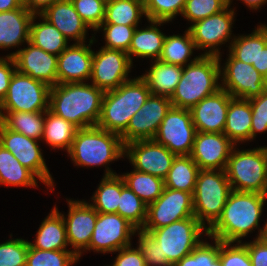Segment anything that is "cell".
<instances>
[{
	"label": "cell",
	"mask_w": 267,
	"mask_h": 266,
	"mask_svg": "<svg viewBox=\"0 0 267 266\" xmlns=\"http://www.w3.org/2000/svg\"><path fill=\"white\" fill-rule=\"evenodd\" d=\"M104 93L84 82L57 83L50 88L49 110L79 129L96 126Z\"/></svg>",
	"instance_id": "6da1fadb"
},
{
	"label": "cell",
	"mask_w": 267,
	"mask_h": 266,
	"mask_svg": "<svg viewBox=\"0 0 267 266\" xmlns=\"http://www.w3.org/2000/svg\"><path fill=\"white\" fill-rule=\"evenodd\" d=\"M266 197L267 194L232 190L221 216L205 234L221 242L240 243L242 237L258 228Z\"/></svg>",
	"instance_id": "7a4b0ae2"
},
{
	"label": "cell",
	"mask_w": 267,
	"mask_h": 266,
	"mask_svg": "<svg viewBox=\"0 0 267 266\" xmlns=\"http://www.w3.org/2000/svg\"><path fill=\"white\" fill-rule=\"evenodd\" d=\"M220 59L219 56L202 54L184 66L181 79L170 97L172 107L190 110L218 91L221 88L218 80L222 76Z\"/></svg>",
	"instance_id": "3957f363"
},
{
	"label": "cell",
	"mask_w": 267,
	"mask_h": 266,
	"mask_svg": "<svg viewBox=\"0 0 267 266\" xmlns=\"http://www.w3.org/2000/svg\"><path fill=\"white\" fill-rule=\"evenodd\" d=\"M151 91L140 76L130 79L103 96L101 114L97 127L121 135L132 116L147 101Z\"/></svg>",
	"instance_id": "277c9868"
},
{
	"label": "cell",
	"mask_w": 267,
	"mask_h": 266,
	"mask_svg": "<svg viewBox=\"0 0 267 266\" xmlns=\"http://www.w3.org/2000/svg\"><path fill=\"white\" fill-rule=\"evenodd\" d=\"M76 165L99 166L125 155V145L119 134L97 126L80 128L68 151Z\"/></svg>",
	"instance_id": "5b68a950"
},
{
	"label": "cell",
	"mask_w": 267,
	"mask_h": 266,
	"mask_svg": "<svg viewBox=\"0 0 267 266\" xmlns=\"http://www.w3.org/2000/svg\"><path fill=\"white\" fill-rule=\"evenodd\" d=\"M225 173L232 190L267 194V147L233 148Z\"/></svg>",
	"instance_id": "8992f818"
},
{
	"label": "cell",
	"mask_w": 267,
	"mask_h": 266,
	"mask_svg": "<svg viewBox=\"0 0 267 266\" xmlns=\"http://www.w3.org/2000/svg\"><path fill=\"white\" fill-rule=\"evenodd\" d=\"M231 191L225 170H199L193 193L194 216L206 230L221 216Z\"/></svg>",
	"instance_id": "52a82bcc"
},
{
	"label": "cell",
	"mask_w": 267,
	"mask_h": 266,
	"mask_svg": "<svg viewBox=\"0 0 267 266\" xmlns=\"http://www.w3.org/2000/svg\"><path fill=\"white\" fill-rule=\"evenodd\" d=\"M203 231L207 232L197 218L190 217L144 232L149 233L156 240L163 256H166L168 262L174 266L201 242L200 236Z\"/></svg>",
	"instance_id": "ba28073f"
},
{
	"label": "cell",
	"mask_w": 267,
	"mask_h": 266,
	"mask_svg": "<svg viewBox=\"0 0 267 266\" xmlns=\"http://www.w3.org/2000/svg\"><path fill=\"white\" fill-rule=\"evenodd\" d=\"M50 86L17 70L14 72L0 114L5 112H41L49 109Z\"/></svg>",
	"instance_id": "9c48e42d"
},
{
	"label": "cell",
	"mask_w": 267,
	"mask_h": 266,
	"mask_svg": "<svg viewBox=\"0 0 267 266\" xmlns=\"http://www.w3.org/2000/svg\"><path fill=\"white\" fill-rule=\"evenodd\" d=\"M196 133L190 110L171 107L160 123L154 140L176 156L190 155Z\"/></svg>",
	"instance_id": "30bf717a"
},
{
	"label": "cell",
	"mask_w": 267,
	"mask_h": 266,
	"mask_svg": "<svg viewBox=\"0 0 267 266\" xmlns=\"http://www.w3.org/2000/svg\"><path fill=\"white\" fill-rule=\"evenodd\" d=\"M190 217H195L193 194L165 187L158 199L148 205L142 230L152 231Z\"/></svg>",
	"instance_id": "8fae6325"
},
{
	"label": "cell",
	"mask_w": 267,
	"mask_h": 266,
	"mask_svg": "<svg viewBox=\"0 0 267 266\" xmlns=\"http://www.w3.org/2000/svg\"><path fill=\"white\" fill-rule=\"evenodd\" d=\"M171 107L169 97L151 94L137 113L132 116L127 129L120 135L123 144L154 139L160 123Z\"/></svg>",
	"instance_id": "7c38bea8"
},
{
	"label": "cell",
	"mask_w": 267,
	"mask_h": 266,
	"mask_svg": "<svg viewBox=\"0 0 267 266\" xmlns=\"http://www.w3.org/2000/svg\"><path fill=\"white\" fill-rule=\"evenodd\" d=\"M133 62L126 52L101 47L93 52L92 84L104 92L116 89L128 79Z\"/></svg>",
	"instance_id": "4fadbf2b"
},
{
	"label": "cell",
	"mask_w": 267,
	"mask_h": 266,
	"mask_svg": "<svg viewBox=\"0 0 267 266\" xmlns=\"http://www.w3.org/2000/svg\"><path fill=\"white\" fill-rule=\"evenodd\" d=\"M37 143L36 139L9 130L0 122V144L23 166L31 170L42 183L48 187H54L53 179Z\"/></svg>",
	"instance_id": "5bb4252c"
},
{
	"label": "cell",
	"mask_w": 267,
	"mask_h": 266,
	"mask_svg": "<svg viewBox=\"0 0 267 266\" xmlns=\"http://www.w3.org/2000/svg\"><path fill=\"white\" fill-rule=\"evenodd\" d=\"M137 229L117 213H99L88 250L117 252L131 245L130 237Z\"/></svg>",
	"instance_id": "9a60e30c"
},
{
	"label": "cell",
	"mask_w": 267,
	"mask_h": 266,
	"mask_svg": "<svg viewBox=\"0 0 267 266\" xmlns=\"http://www.w3.org/2000/svg\"><path fill=\"white\" fill-rule=\"evenodd\" d=\"M135 170L165 179L176 157L168 148L154 139L137 140L125 145Z\"/></svg>",
	"instance_id": "2e32d148"
},
{
	"label": "cell",
	"mask_w": 267,
	"mask_h": 266,
	"mask_svg": "<svg viewBox=\"0 0 267 266\" xmlns=\"http://www.w3.org/2000/svg\"><path fill=\"white\" fill-rule=\"evenodd\" d=\"M230 3H232L231 0H229V5L221 12L197 21L188 28L195 42L196 49H210L204 55L220 57V51L216 47L224 44V42H228L227 40H229L232 34L231 27L235 15L234 9L228 11Z\"/></svg>",
	"instance_id": "e0dca14e"
},
{
	"label": "cell",
	"mask_w": 267,
	"mask_h": 266,
	"mask_svg": "<svg viewBox=\"0 0 267 266\" xmlns=\"http://www.w3.org/2000/svg\"><path fill=\"white\" fill-rule=\"evenodd\" d=\"M223 68L221 88L233 98L251 99L266 90L263 75L252 65L235 59L231 54Z\"/></svg>",
	"instance_id": "ac0fdd59"
},
{
	"label": "cell",
	"mask_w": 267,
	"mask_h": 266,
	"mask_svg": "<svg viewBox=\"0 0 267 266\" xmlns=\"http://www.w3.org/2000/svg\"><path fill=\"white\" fill-rule=\"evenodd\" d=\"M234 143L224 133H196L190 157L199 169L225 170Z\"/></svg>",
	"instance_id": "d6986e66"
},
{
	"label": "cell",
	"mask_w": 267,
	"mask_h": 266,
	"mask_svg": "<svg viewBox=\"0 0 267 266\" xmlns=\"http://www.w3.org/2000/svg\"><path fill=\"white\" fill-rule=\"evenodd\" d=\"M68 204L67 220L64 217L67 241L74 248L72 250L74 254L79 258L83 249L88 250L98 212L91 206V203L88 204L86 201L69 200Z\"/></svg>",
	"instance_id": "ffe728a7"
},
{
	"label": "cell",
	"mask_w": 267,
	"mask_h": 266,
	"mask_svg": "<svg viewBox=\"0 0 267 266\" xmlns=\"http://www.w3.org/2000/svg\"><path fill=\"white\" fill-rule=\"evenodd\" d=\"M28 47L20 49L7 56L15 60L16 70L33 79L40 80L50 87L58 83L57 62L58 56L47 53L28 42Z\"/></svg>",
	"instance_id": "44dd1931"
},
{
	"label": "cell",
	"mask_w": 267,
	"mask_h": 266,
	"mask_svg": "<svg viewBox=\"0 0 267 266\" xmlns=\"http://www.w3.org/2000/svg\"><path fill=\"white\" fill-rule=\"evenodd\" d=\"M233 97L220 88L190 109L198 132L223 133L229 102Z\"/></svg>",
	"instance_id": "7402d4cb"
},
{
	"label": "cell",
	"mask_w": 267,
	"mask_h": 266,
	"mask_svg": "<svg viewBox=\"0 0 267 266\" xmlns=\"http://www.w3.org/2000/svg\"><path fill=\"white\" fill-rule=\"evenodd\" d=\"M90 43H75L68 46L59 56L57 62L58 83H74L90 80L92 72L93 51ZM91 44V45H90Z\"/></svg>",
	"instance_id": "603a6c76"
},
{
	"label": "cell",
	"mask_w": 267,
	"mask_h": 266,
	"mask_svg": "<svg viewBox=\"0 0 267 266\" xmlns=\"http://www.w3.org/2000/svg\"><path fill=\"white\" fill-rule=\"evenodd\" d=\"M49 23L54 25L69 40L74 39L76 43H84L88 25L75 11L71 0H57L41 14Z\"/></svg>",
	"instance_id": "cb8c5ba5"
},
{
	"label": "cell",
	"mask_w": 267,
	"mask_h": 266,
	"mask_svg": "<svg viewBox=\"0 0 267 266\" xmlns=\"http://www.w3.org/2000/svg\"><path fill=\"white\" fill-rule=\"evenodd\" d=\"M34 14L24 5L12 11L0 12V48L16 47L29 42Z\"/></svg>",
	"instance_id": "d4e9b609"
},
{
	"label": "cell",
	"mask_w": 267,
	"mask_h": 266,
	"mask_svg": "<svg viewBox=\"0 0 267 266\" xmlns=\"http://www.w3.org/2000/svg\"><path fill=\"white\" fill-rule=\"evenodd\" d=\"M252 109L250 101L232 98L227 110L223 133L236 145L251 140Z\"/></svg>",
	"instance_id": "484cf974"
},
{
	"label": "cell",
	"mask_w": 267,
	"mask_h": 266,
	"mask_svg": "<svg viewBox=\"0 0 267 266\" xmlns=\"http://www.w3.org/2000/svg\"><path fill=\"white\" fill-rule=\"evenodd\" d=\"M32 248L40 250H66L68 246L64 215L56 207L41 223L35 244L29 242Z\"/></svg>",
	"instance_id": "4316f807"
},
{
	"label": "cell",
	"mask_w": 267,
	"mask_h": 266,
	"mask_svg": "<svg viewBox=\"0 0 267 266\" xmlns=\"http://www.w3.org/2000/svg\"><path fill=\"white\" fill-rule=\"evenodd\" d=\"M183 67L154 60L149 72L141 77L146 81L151 94L171 97L178 85Z\"/></svg>",
	"instance_id": "83f0119b"
},
{
	"label": "cell",
	"mask_w": 267,
	"mask_h": 266,
	"mask_svg": "<svg viewBox=\"0 0 267 266\" xmlns=\"http://www.w3.org/2000/svg\"><path fill=\"white\" fill-rule=\"evenodd\" d=\"M151 26L146 29H137L136 27L131 45L127 52L130 61L132 62V55L138 57H151L158 60L162 53L163 44L166 35H164L157 25L165 23V21H149Z\"/></svg>",
	"instance_id": "f1b7e54d"
},
{
	"label": "cell",
	"mask_w": 267,
	"mask_h": 266,
	"mask_svg": "<svg viewBox=\"0 0 267 266\" xmlns=\"http://www.w3.org/2000/svg\"><path fill=\"white\" fill-rule=\"evenodd\" d=\"M105 176L92 197L91 206L99 213H117L121 188L125 185L122 176L106 169Z\"/></svg>",
	"instance_id": "f546056e"
},
{
	"label": "cell",
	"mask_w": 267,
	"mask_h": 266,
	"mask_svg": "<svg viewBox=\"0 0 267 266\" xmlns=\"http://www.w3.org/2000/svg\"><path fill=\"white\" fill-rule=\"evenodd\" d=\"M38 16L43 22L34 23L37 17V14H34L30 25L29 42L47 53L59 56L68 47V40L54 25L40 14Z\"/></svg>",
	"instance_id": "4dcf8cb0"
},
{
	"label": "cell",
	"mask_w": 267,
	"mask_h": 266,
	"mask_svg": "<svg viewBox=\"0 0 267 266\" xmlns=\"http://www.w3.org/2000/svg\"><path fill=\"white\" fill-rule=\"evenodd\" d=\"M252 33L232 39L229 53L239 61L258 67L260 49L267 45V26L260 25Z\"/></svg>",
	"instance_id": "1f68e13d"
},
{
	"label": "cell",
	"mask_w": 267,
	"mask_h": 266,
	"mask_svg": "<svg viewBox=\"0 0 267 266\" xmlns=\"http://www.w3.org/2000/svg\"><path fill=\"white\" fill-rule=\"evenodd\" d=\"M199 170L190 155L176 156L164 179L165 187L193 194Z\"/></svg>",
	"instance_id": "d6a6232c"
},
{
	"label": "cell",
	"mask_w": 267,
	"mask_h": 266,
	"mask_svg": "<svg viewBox=\"0 0 267 266\" xmlns=\"http://www.w3.org/2000/svg\"><path fill=\"white\" fill-rule=\"evenodd\" d=\"M45 116L42 140L52 148H65L68 152L79 128L49 109L45 111Z\"/></svg>",
	"instance_id": "836d02e7"
},
{
	"label": "cell",
	"mask_w": 267,
	"mask_h": 266,
	"mask_svg": "<svg viewBox=\"0 0 267 266\" xmlns=\"http://www.w3.org/2000/svg\"><path fill=\"white\" fill-rule=\"evenodd\" d=\"M36 175L0 144V184L37 187Z\"/></svg>",
	"instance_id": "e575fe53"
},
{
	"label": "cell",
	"mask_w": 267,
	"mask_h": 266,
	"mask_svg": "<svg viewBox=\"0 0 267 266\" xmlns=\"http://www.w3.org/2000/svg\"><path fill=\"white\" fill-rule=\"evenodd\" d=\"M6 114V115H5ZM0 114V122L9 130L36 140L43 137L45 111L41 112H6ZM44 115V116H43Z\"/></svg>",
	"instance_id": "d590c367"
},
{
	"label": "cell",
	"mask_w": 267,
	"mask_h": 266,
	"mask_svg": "<svg viewBox=\"0 0 267 266\" xmlns=\"http://www.w3.org/2000/svg\"><path fill=\"white\" fill-rule=\"evenodd\" d=\"M145 15L144 0H109L105 5V18L102 24L138 26Z\"/></svg>",
	"instance_id": "8d00e7d4"
},
{
	"label": "cell",
	"mask_w": 267,
	"mask_h": 266,
	"mask_svg": "<svg viewBox=\"0 0 267 266\" xmlns=\"http://www.w3.org/2000/svg\"><path fill=\"white\" fill-rule=\"evenodd\" d=\"M125 184L147 205L163 193L164 179L138 170L122 175Z\"/></svg>",
	"instance_id": "74e56055"
},
{
	"label": "cell",
	"mask_w": 267,
	"mask_h": 266,
	"mask_svg": "<svg viewBox=\"0 0 267 266\" xmlns=\"http://www.w3.org/2000/svg\"><path fill=\"white\" fill-rule=\"evenodd\" d=\"M195 48L196 45L191 32L187 29L184 36L172 35L165 37L162 53L158 60L184 67L187 65L186 63Z\"/></svg>",
	"instance_id": "f35d334b"
},
{
	"label": "cell",
	"mask_w": 267,
	"mask_h": 266,
	"mask_svg": "<svg viewBox=\"0 0 267 266\" xmlns=\"http://www.w3.org/2000/svg\"><path fill=\"white\" fill-rule=\"evenodd\" d=\"M148 205L144 203L126 184L121 188L117 214L141 230L147 220ZM142 226V227H141Z\"/></svg>",
	"instance_id": "ab89813d"
},
{
	"label": "cell",
	"mask_w": 267,
	"mask_h": 266,
	"mask_svg": "<svg viewBox=\"0 0 267 266\" xmlns=\"http://www.w3.org/2000/svg\"><path fill=\"white\" fill-rule=\"evenodd\" d=\"M77 260L70 250H40L29 245L26 266H71Z\"/></svg>",
	"instance_id": "60d3db41"
},
{
	"label": "cell",
	"mask_w": 267,
	"mask_h": 266,
	"mask_svg": "<svg viewBox=\"0 0 267 266\" xmlns=\"http://www.w3.org/2000/svg\"><path fill=\"white\" fill-rule=\"evenodd\" d=\"M186 0H144V11L148 21H171L182 14Z\"/></svg>",
	"instance_id": "b9f144b4"
},
{
	"label": "cell",
	"mask_w": 267,
	"mask_h": 266,
	"mask_svg": "<svg viewBox=\"0 0 267 266\" xmlns=\"http://www.w3.org/2000/svg\"><path fill=\"white\" fill-rule=\"evenodd\" d=\"M229 5V0H186L182 15L195 23L219 13Z\"/></svg>",
	"instance_id": "7bdbcfd3"
},
{
	"label": "cell",
	"mask_w": 267,
	"mask_h": 266,
	"mask_svg": "<svg viewBox=\"0 0 267 266\" xmlns=\"http://www.w3.org/2000/svg\"><path fill=\"white\" fill-rule=\"evenodd\" d=\"M136 27L137 26H127L121 24H101L96 31L103 28L106 41V45L103 47L121 50L127 53Z\"/></svg>",
	"instance_id": "ee69618b"
},
{
	"label": "cell",
	"mask_w": 267,
	"mask_h": 266,
	"mask_svg": "<svg viewBox=\"0 0 267 266\" xmlns=\"http://www.w3.org/2000/svg\"><path fill=\"white\" fill-rule=\"evenodd\" d=\"M29 241L14 239L0 244V266H26Z\"/></svg>",
	"instance_id": "f6af8a7d"
},
{
	"label": "cell",
	"mask_w": 267,
	"mask_h": 266,
	"mask_svg": "<svg viewBox=\"0 0 267 266\" xmlns=\"http://www.w3.org/2000/svg\"><path fill=\"white\" fill-rule=\"evenodd\" d=\"M75 11L88 27L97 30L104 22L105 3L100 0H71Z\"/></svg>",
	"instance_id": "bcb514c9"
},
{
	"label": "cell",
	"mask_w": 267,
	"mask_h": 266,
	"mask_svg": "<svg viewBox=\"0 0 267 266\" xmlns=\"http://www.w3.org/2000/svg\"><path fill=\"white\" fill-rule=\"evenodd\" d=\"M214 241L215 246L201 241L190 254L174 266H210L219 257V240Z\"/></svg>",
	"instance_id": "7dc6e473"
},
{
	"label": "cell",
	"mask_w": 267,
	"mask_h": 266,
	"mask_svg": "<svg viewBox=\"0 0 267 266\" xmlns=\"http://www.w3.org/2000/svg\"><path fill=\"white\" fill-rule=\"evenodd\" d=\"M137 232H139L138 249L145 260L146 266H172L167 257L163 256L156 240L149 233L144 232L142 229L137 230Z\"/></svg>",
	"instance_id": "c3c4849f"
},
{
	"label": "cell",
	"mask_w": 267,
	"mask_h": 266,
	"mask_svg": "<svg viewBox=\"0 0 267 266\" xmlns=\"http://www.w3.org/2000/svg\"><path fill=\"white\" fill-rule=\"evenodd\" d=\"M230 242L219 241V259L222 266H252L247 247L243 243L230 246Z\"/></svg>",
	"instance_id": "681fc988"
},
{
	"label": "cell",
	"mask_w": 267,
	"mask_h": 266,
	"mask_svg": "<svg viewBox=\"0 0 267 266\" xmlns=\"http://www.w3.org/2000/svg\"><path fill=\"white\" fill-rule=\"evenodd\" d=\"M249 101L252 109L251 139L253 140L256 133L267 131V89Z\"/></svg>",
	"instance_id": "f907efd6"
},
{
	"label": "cell",
	"mask_w": 267,
	"mask_h": 266,
	"mask_svg": "<svg viewBox=\"0 0 267 266\" xmlns=\"http://www.w3.org/2000/svg\"><path fill=\"white\" fill-rule=\"evenodd\" d=\"M119 254L112 266H146L145 260L138 249L131 245L118 250Z\"/></svg>",
	"instance_id": "816d5d0a"
},
{
	"label": "cell",
	"mask_w": 267,
	"mask_h": 266,
	"mask_svg": "<svg viewBox=\"0 0 267 266\" xmlns=\"http://www.w3.org/2000/svg\"><path fill=\"white\" fill-rule=\"evenodd\" d=\"M13 69H12V68ZM16 71L15 60L12 56H6V58H0V103L4 100L10 80Z\"/></svg>",
	"instance_id": "f5cc1de1"
},
{
	"label": "cell",
	"mask_w": 267,
	"mask_h": 266,
	"mask_svg": "<svg viewBox=\"0 0 267 266\" xmlns=\"http://www.w3.org/2000/svg\"><path fill=\"white\" fill-rule=\"evenodd\" d=\"M244 245L247 247L252 266H267V243L261 238H256Z\"/></svg>",
	"instance_id": "db71d44e"
},
{
	"label": "cell",
	"mask_w": 267,
	"mask_h": 266,
	"mask_svg": "<svg viewBox=\"0 0 267 266\" xmlns=\"http://www.w3.org/2000/svg\"><path fill=\"white\" fill-rule=\"evenodd\" d=\"M57 0H23V5L33 14H41Z\"/></svg>",
	"instance_id": "11a10c76"
},
{
	"label": "cell",
	"mask_w": 267,
	"mask_h": 266,
	"mask_svg": "<svg viewBox=\"0 0 267 266\" xmlns=\"http://www.w3.org/2000/svg\"><path fill=\"white\" fill-rule=\"evenodd\" d=\"M23 6V0H0V12L12 11Z\"/></svg>",
	"instance_id": "9f6ffc18"
},
{
	"label": "cell",
	"mask_w": 267,
	"mask_h": 266,
	"mask_svg": "<svg viewBox=\"0 0 267 266\" xmlns=\"http://www.w3.org/2000/svg\"><path fill=\"white\" fill-rule=\"evenodd\" d=\"M254 68L262 75L265 74L267 70V45L263 49H260L258 57V67Z\"/></svg>",
	"instance_id": "6f0895ef"
},
{
	"label": "cell",
	"mask_w": 267,
	"mask_h": 266,
	"mask_svg": "<svg viewBox=\"0 0 267 266\" xmlns=\"http://www.w3.org/2000/svg\"><path fill=\"white\" fill-rule=\"evenodd\" d=\"M251 9H259V7L267 2V0H241Z\"/></svg>",
	"instance_id": "680465c9"
},
{
	"label": "cell",
	"mask_w": 267,
	"mask_h": 266,
	"mask_svg": "<svg viewBox=\"0 0 267 266\" xmlns=\"http://www.w3.org/2000/svg\"><path fill=\"white\" fill-rule=\"evenodd\" d=\"M259 235L257 238H261L265 243H267V222L265 226L259 230Z\"/></svg>",
	"instance_id": "91938a15"
},
{
	"label": "cell",
	"mask_w": 267,
	"mask_h": 266,
	"mask_svg": "<svg viewBox=\"0 0 267 266\" xmlns=\"http://www.w3.org/2000/svg\"><path fill=\"white\" fill-rule=\"evenodd\" d=\"M210 266H222L220 259L217 258Z\"/></svg>",
	"instance_id": "94428289"
},
{
	"label": "cell",
	"mask_w": 267,
	"mask_h": 266,
	"mask_svg": "<svg viewBox=\"0 0 267 266\" xmlns=\"http://www.w3.org/2000/svg\"><path fill=\"white\" fill-rule=\"evenodd\" d=\"M263 81H264V85L267 89V70H266L265 74L263 75Z\"/></svg>",
	"instance_id": "6125c7cd"
},
{
	"label": "cell",
	"mask_w": 267,
	"mask_h": 266,
	"mask_svg": "<svg viewBox=\"0 0 267 266\" xmlns=\"http://www.w3.org/2000/svg\"><path fill=\"white\" fill-rule=\"evenodd\" d=\"M100 1H103L106 4L109 0H100Z\"/></svg>",
	"instance_id": "be15d7a7"
}]
</instances>
